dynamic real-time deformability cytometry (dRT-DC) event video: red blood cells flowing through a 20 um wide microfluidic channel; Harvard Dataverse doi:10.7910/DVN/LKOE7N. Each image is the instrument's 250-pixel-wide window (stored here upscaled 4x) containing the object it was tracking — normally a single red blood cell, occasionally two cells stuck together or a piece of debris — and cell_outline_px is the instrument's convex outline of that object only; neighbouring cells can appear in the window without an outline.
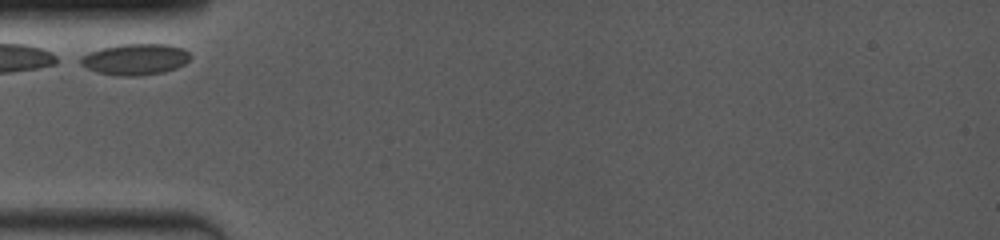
{"species": "common noctule bat (a hibernating species)", "species_latin": "Nyctalus noctula", "temperature_condition": "room temperature", "stored_images_in_passage": 33, "camera_frame_rate_fps": 4000, "um_per_image_px": 0.085, "animal": {"sex": "female", "body_mass_g": 19.0, "forearm_length_mm": 53.3}, "frame": {"image": 1, "passage_image": 1, "time_ms": 0.0, "image_size_px": [1000, 240], "cell_outline_px": [[192, 56], [184, 64], [176, 68], [164, 72], [136, 76], [120, 76], [96, 72], [80, 64], [80, 56], [104, 48], [120, 44], [168, 44], [184, 48]], "centroid_in_image_um": [11.53, 5.04], "position_along_channel_um": 73.5, "area_um2": 19.88}}